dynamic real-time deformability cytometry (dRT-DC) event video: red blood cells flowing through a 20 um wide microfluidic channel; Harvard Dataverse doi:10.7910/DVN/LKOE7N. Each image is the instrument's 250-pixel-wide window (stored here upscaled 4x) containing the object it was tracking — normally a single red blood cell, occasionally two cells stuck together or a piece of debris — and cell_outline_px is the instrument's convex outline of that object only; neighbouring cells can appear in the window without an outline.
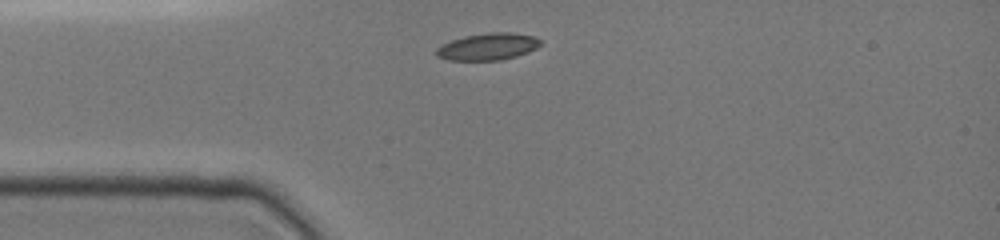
{"species": "common noctule bat (a hibernating species)", "species_latin": "Nyctalus noctula", "temperature_condition": "cold", "stored_images_in_passage": 2, "camera_frame_rate_fps": 3000, "um_per_image_px": 0.085, "animal": {"sex": "female", "body_mass_g": 19.0, "forearm_length_mm": 51.5}, "frame": {"image": 1, "passage_image": 1, "time_ms": 0.0, "image_size_px": [1000, 240], "cell_outline_px": [[544, 44], [528, 52], [516, 56], [500, 60], [448, 60], [436, 56], [436, 48], [440, 44], [464, 36], [488, 32], [508, 32], [536, 36], [544, 40]], "centroid_in_image_um": [41.51, 3.95], "position_along_channel_um": 43.5, "area_um2": 16.65}}